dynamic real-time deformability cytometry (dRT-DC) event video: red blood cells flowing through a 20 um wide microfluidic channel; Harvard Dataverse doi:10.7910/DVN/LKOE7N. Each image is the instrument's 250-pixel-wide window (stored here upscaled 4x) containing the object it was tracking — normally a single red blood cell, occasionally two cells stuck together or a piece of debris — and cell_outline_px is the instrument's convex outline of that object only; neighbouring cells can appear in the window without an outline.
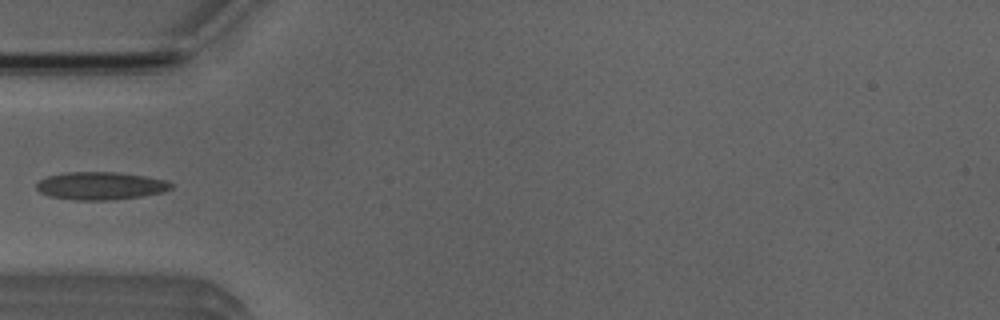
{"species": "Egyptian fruit bat (a non-hibernating species)", "species_latin": "Rousettus aegyptiacus", "temperature_condition": "room temperature", "stored_images_in_passage": 7, "camera_frame_rate_fps": 3000, "um_per_image_px": 0.085, "animal": {"sex": "male"}, "frame": {"image": 1, "passage_image": 6, "time_ms": 6.667, "image_size_px": [1000, 320], "cell_outline_px": [[172, 188], [164, 192], [144, 196], [112, 200], [76, 200], [48, 196], [40, 192], [36, 188], [36, 184], [40, 180], [48, 176], [64, 172], [116, 172], [144, 176], [168, 180], [172, 184]], "centroid_in_image_um": [8.56, 15.8], "position_along_channel_um": 76.4, "area_um2": 21.96}}